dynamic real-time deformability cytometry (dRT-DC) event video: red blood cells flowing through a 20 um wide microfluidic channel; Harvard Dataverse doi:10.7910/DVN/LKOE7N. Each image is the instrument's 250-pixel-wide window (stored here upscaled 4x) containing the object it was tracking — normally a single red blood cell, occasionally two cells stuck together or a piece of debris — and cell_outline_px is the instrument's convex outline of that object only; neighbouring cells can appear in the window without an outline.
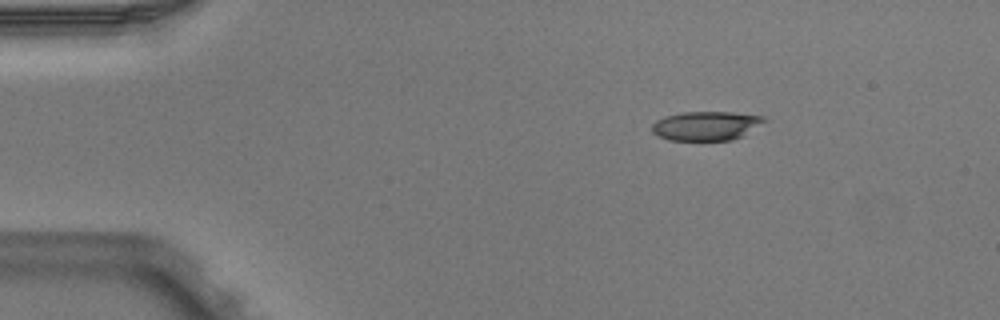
{"species": "Egyptian fruit bat (a non-hibernating species)", "species_latin": "Rousettus aegyptiacus", "temperature_condition": "warm", "stored_images_in_passage": 2, "camera_frame_rate_fps": 3000, "um_per_image_px": 0.085, "animal": {"sex": "male"}, "frame": {"image": 1, "passage_image": 1, "time_ms": 0.0, "image_size_px": [1000, 320], "cell_outline_px": [[772, 120], [744, 136], [732, 140], [668, 140], [652, 132], [652, 124], [656, 120], [664, 116], [684, 112], [732, 112], [768, 116]], "centroid_in_image_um": [60.15, 10.68], "position_along_channel_um": 24.8, "area_um2": 19.59}}